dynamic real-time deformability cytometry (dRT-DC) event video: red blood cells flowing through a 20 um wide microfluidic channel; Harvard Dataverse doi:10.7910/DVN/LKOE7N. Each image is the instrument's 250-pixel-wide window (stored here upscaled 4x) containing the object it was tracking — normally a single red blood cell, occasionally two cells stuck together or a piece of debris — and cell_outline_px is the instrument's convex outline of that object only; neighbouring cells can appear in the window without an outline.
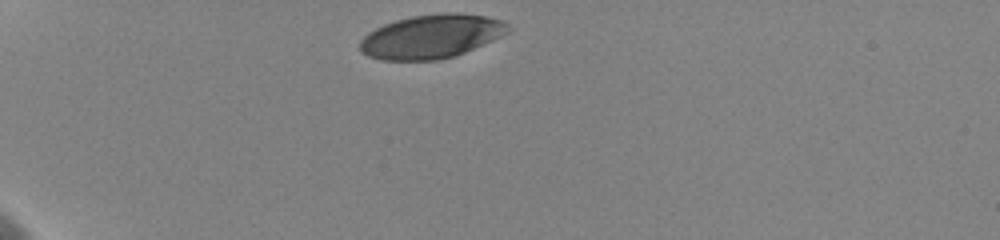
{"species": "human", "species_latin": "Homo sapiens", "temperature_condition": "cold", "stored_images_in_passage": 4, "camera_frame_rate_fps": 3000, "um_per_image_px": 0.085, "donor": {"sex": "female"}, "frame": {"image": 1, "passage_image": 1, "time_ms": 0.0, "image_size_px": [1000, 240], "cell_outline_px": [[512, 28], [508, 32], [492, 40], [464, 52], [452, 56], [436, 60], [380, 60], [368, 56], [360, 52], [360, 40], [368, 32], [384, 24], [396, 20], [412, 16], [444, 12], [456, 12], [484, 16], [500, 20], [508, 24]], "centroid_in_image_um": [36.63, 3.09], "position_along_channel_um": 48.4, "area_um2": 37.63}}